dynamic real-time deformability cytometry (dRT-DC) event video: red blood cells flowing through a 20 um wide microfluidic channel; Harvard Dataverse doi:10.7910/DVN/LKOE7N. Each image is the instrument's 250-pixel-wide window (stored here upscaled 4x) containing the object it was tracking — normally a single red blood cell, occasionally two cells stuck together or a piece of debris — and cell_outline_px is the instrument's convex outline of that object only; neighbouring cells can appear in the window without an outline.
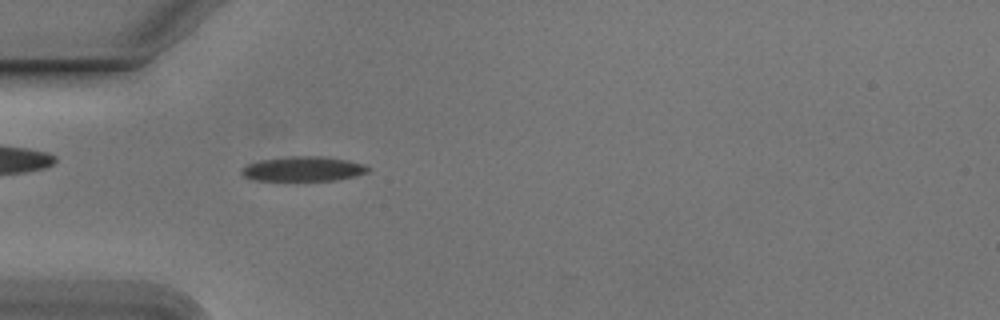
{"species": "Egyptian fruit bat (a non-hibernating species)", "species_latin": "Rousettus aegyptiacus", "temperature_condition": "cold", "stored_images_in_passage": 53, "camera_frame_rate_fps": 3000, "um_per_image_px": 0.085, "animal": {"sex": "male"}, "frame": {"image": 1, "passage_image": 16, "time_ms": 5.0, "image_size_px": [1000, 320], "cell_outline_px": [[372, 168], [368, 172], [352, 176], [332, 180], [256, 180], [244, 176], [240, 172], [248, 164], [260, 160], [288, 156], [324, 156], [348, 160], [364, 164]], "centroid_in_image_um": [25.8, 14.34], "position_along_channel_um": 59.2, "area_um2": 18.03}}
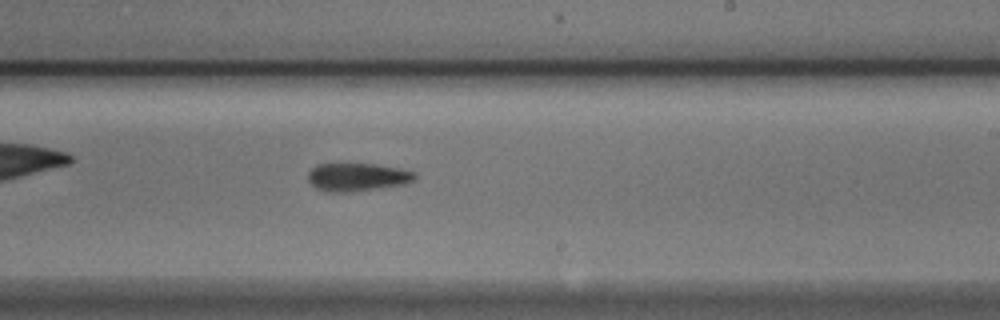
{"frame": {"image": 2, "passage_image": 32, "time_ms": 10.333, "image_size_px": [1000, 320], "cell_outline_px": [[416, 176], [412, 180], [404, 184], [348, 192], [328, 192], [316, 188], [308, 180], [308, 172], [316, 164], [376, 164], [400, 168], [416, 172]], "centroid_in_image_um": [30.35, 15.04], "position_along_channel_um": 258.7, "area_um2": 17.34}}
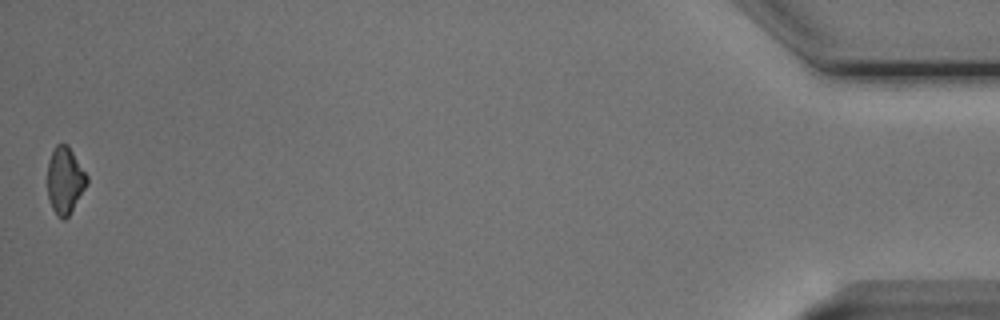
{"frame": {"image": 3, "passage_image": 53, "time_ms": 17.333, "image_size_px": [1000, 320], "cell_outline_px": [[88, 184], [68, 216], [64, 220], [60, 220], [56, 216], [52, 208], [48, 196], [48, 160], [56, 144], [68, 144], [88, 176]], "centroid_in_image_um": [5.53, 15.34], "position_along_channel_um": 429.7, "area_um2": 15.43}, "authors_computed_cell_mechanics": {"area_um2": 17.051, "velocity_mm_per_s": 3.8112, "shape_relaxation_time_tau1_ms": 3.727, "shape_relaxation_time_tau2_ms": 11.39, "deformation_change_tau1": 0.1188, "deformation_change_tau2": 0.2346}}